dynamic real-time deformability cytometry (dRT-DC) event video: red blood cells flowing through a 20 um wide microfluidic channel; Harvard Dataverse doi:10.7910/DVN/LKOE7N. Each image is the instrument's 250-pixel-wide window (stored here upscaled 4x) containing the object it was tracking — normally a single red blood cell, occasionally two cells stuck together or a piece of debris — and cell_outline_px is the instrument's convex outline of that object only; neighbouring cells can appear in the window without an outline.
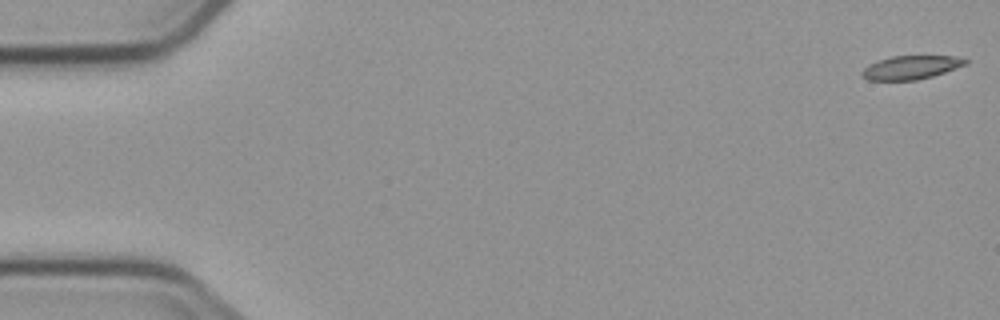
{"species": "common noctule bat (a hibernating species)", "species_latin": "Nyctalus noctula", "temperature_condition": "cold", "stored_images_in_passage": 7, "camera_frame_rate_fps": 3000, "um_per_image_px": 0.085, "animal": {"sex": "male", "body_mass_g": 23.1, "forearm_length_mm": 52.7}, "frame": {"image": 1, "passage_image": 1, "time_ms": 0.0, "image_size_px": [1000, 320], "cell_outline_px": [[968, 64], [932, 76], [916, 80], [868, 80], [860, 76], [860, 72], [868, 64], [892, 56], [956, 56], [968, 60]], "centroid_in_image_um": [77.41, 5.73], "position_along_channel_um": 7.6, "area_um2": 14.22}}
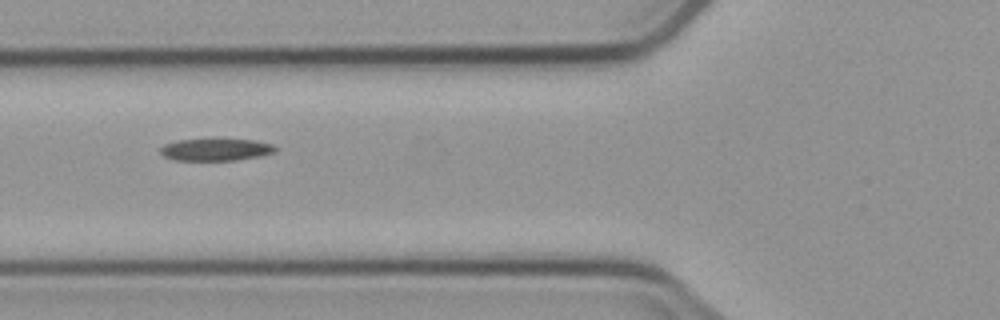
{"frame": {"image": 2, "passage_image": 6, "time_ms": 6.667, "image_size_px": [1000, 320], "cell_outline_px": [[276, 152], [264, 156], [236, 160], [176, 160], [164, 156], [160, 152], [160, 148], [164, 144], [176, 140], [212, 136], [256, 140], [272, 144], [276, 148]], "centroid_in_image_um": [18.37, 12.66], "position_along_channel_um": 107.4, "area_um2": 15.9}}
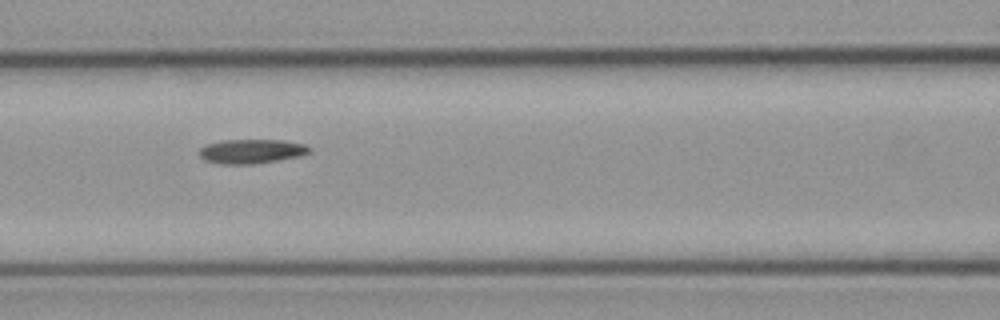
{"frame": {"image": 3, "passage_image": 7, "time_ms": 7.667, "image_size_px": [1000, 320], "cell_outline_px": [[312, 152], [300, 156], [252, 164], [220, 164], [204, 160], [200, 156], [200, 148], [204, 144], [220, 140], [284, 140], [304, 144], [312, 148]], "centroid_in_image_um": [21.37, 12.85], "position_along_channel_um": 145.2, "area_um2": 15.72}}